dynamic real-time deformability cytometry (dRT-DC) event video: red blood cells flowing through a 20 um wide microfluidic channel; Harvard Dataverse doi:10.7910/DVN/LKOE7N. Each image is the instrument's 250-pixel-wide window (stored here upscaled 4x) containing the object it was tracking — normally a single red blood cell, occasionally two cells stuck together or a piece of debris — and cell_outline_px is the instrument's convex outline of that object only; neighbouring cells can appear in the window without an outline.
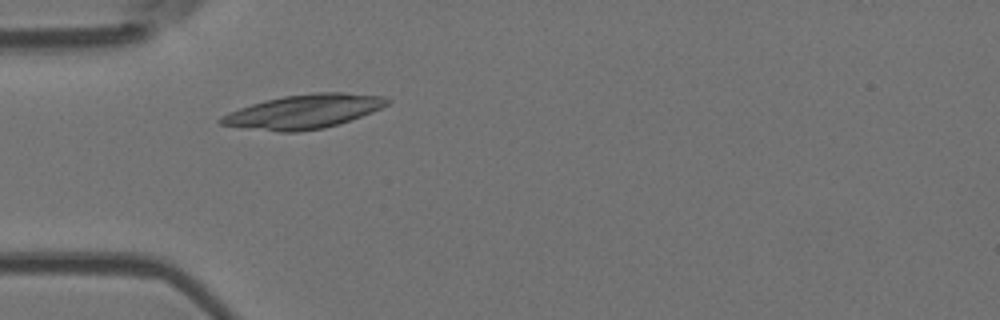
{"species": "Egyptian fruit bat (a non-hibernating species)", "species_latin": "Rousettus aegyptiacus", "temperature_condition": "room temperature", "stored_images_in_passage": 1, "camera_frame_rate_fps": 3000, "um_per_image_px": 0.085, "animal": {"sex": "female"}, "frame": {"image": 1, "passage_image": 1, "time_ms": 0.0, "image_size_px": [1000, 320], "cell_outline_px": [[392, 100], [388, 104], [372, 112], [324, 128], [296, 132], [280, 132], [220, 124], [216, 120], [220, 116], [240, 108], [264, 100], [284, 96], [316, 92], [344, 92], [384, 96]], "centroid_in_image_um": [25.83, 9.47], "position_along_channel_um": 59.2, "area_um2": 32.66}}